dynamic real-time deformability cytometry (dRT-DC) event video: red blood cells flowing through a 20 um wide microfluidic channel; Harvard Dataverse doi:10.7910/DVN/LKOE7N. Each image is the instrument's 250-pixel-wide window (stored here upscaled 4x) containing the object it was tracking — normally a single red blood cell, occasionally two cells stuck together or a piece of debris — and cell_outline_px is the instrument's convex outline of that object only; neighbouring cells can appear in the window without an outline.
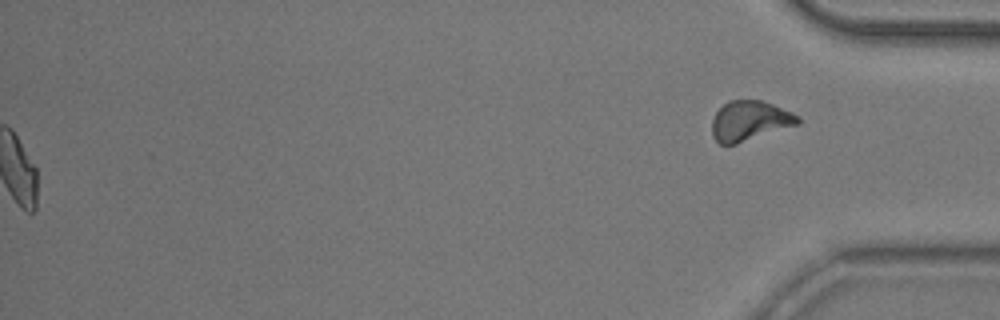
{"species": "common noctule bat (a hibernating species)", "species_latin": "Nyctalus noctula", "temperature_condition": "room temperature", "stored_images_in_passage": 53, "segment_of_instrument_passage": [2, 2], "camera_frame_rate_fps": 3000, "um_per_image_px": 0.085, "animal": {"sex": "male", "body_mass_g": 20.5, "forearm_length_mm": 52.5}, "frame": {"image": 1, "passage_image": 53, "time_ms": 17.333, "image_size_px": [1000, 320], "cell_outline_px": [[800, 124], [736, 144], [720, 144], [712, 136], [712, 120], [716, 112], [728, 100], [760, 100], [772, 104], [792, 112], [800, 116]], "centroid_in_image_um": [63.73, 10.27], "position_along_channel_um": 371.5, "area_um2": 20.0}}